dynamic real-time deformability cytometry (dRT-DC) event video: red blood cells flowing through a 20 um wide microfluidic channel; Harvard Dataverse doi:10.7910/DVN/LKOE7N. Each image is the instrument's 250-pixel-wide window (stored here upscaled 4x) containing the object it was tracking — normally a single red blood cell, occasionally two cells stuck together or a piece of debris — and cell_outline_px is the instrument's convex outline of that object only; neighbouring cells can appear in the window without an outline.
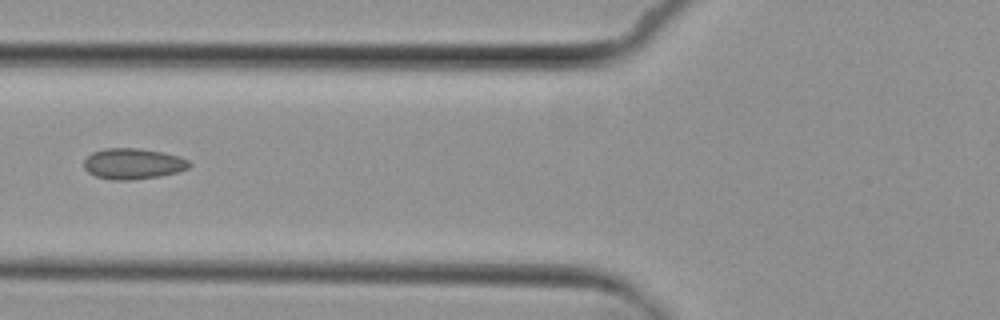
{"species": "common noctule bat (a hibernating species)", "species_latin": "Nyctalus noctula", "temperature_condition": "cold", "stored_images_in_passage": 3, "camera_frame_rate_fps": 3000, "um_per_image_px": 0.085, "animal": {"sex": "female", "body_mass_g": 29.2, "forearm_length_mm": 56.3}, "frame": {"image": 1, "passage_image": 2, "time_ms": 1.333, "image_size_px": [1000, 320], "cell_outline_px": [[192, 164], [188, 168], [176, 172], [160, 176], [132, 180], [112, 180], [96, 176], [88, 172], [84, 168], [84, 160], [92, 152], [104, 148], [140, 148], [164, 152], [180, 156], [188, 160]], "centroid_in_image_um": [11.31, 13.91], "position_along_channel_um": 114.5, "area_um2": 19.07}}
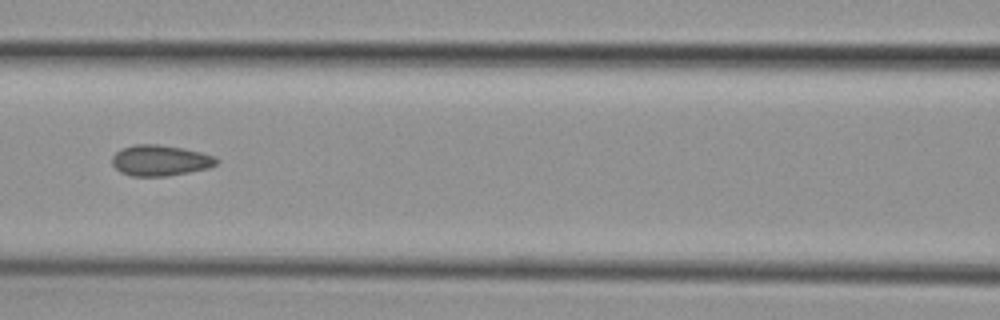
{"frame": {"image": 2, "passage_image": 3, "time_ms": 2.333, "image_size_px": [1000, 320], "cell_outline_px": [[220, 160], [216, 164], [208, 168], [168, 176], [132, 176], [120, 172], [112, 164], [112, 156], [120, 148], [136, 144], [160, 144], [184, 148], [200, 152], [212, 156]], "centroid_in_image_um": [13.59, 13.63], "position_along_channel_um": 153.0, "area_um2": 18.79}}